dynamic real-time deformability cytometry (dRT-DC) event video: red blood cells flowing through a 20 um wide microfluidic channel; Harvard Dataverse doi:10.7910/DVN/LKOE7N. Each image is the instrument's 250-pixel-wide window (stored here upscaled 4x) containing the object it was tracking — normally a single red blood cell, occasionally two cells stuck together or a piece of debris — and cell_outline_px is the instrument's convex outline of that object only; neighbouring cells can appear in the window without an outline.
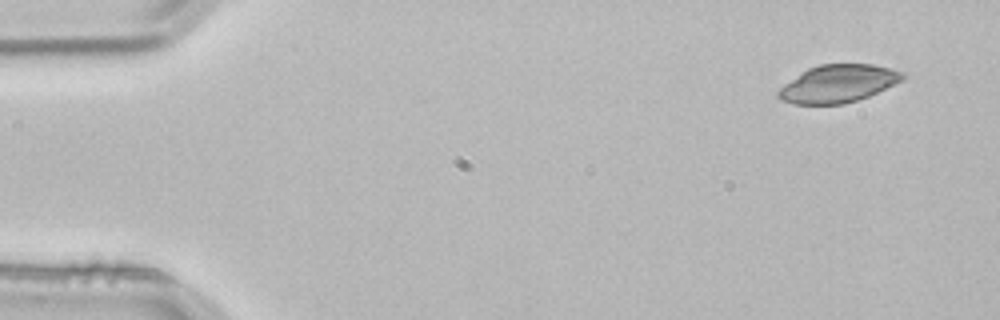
{"species": "common noctule bat (a hibernating species)", "species_latin": "Nyctalus noctula", "temperature_condition": "room temperature", "stored_images_in_passage": 4, "segment_of_instrument_passage": [1, 2], "camera_frame_rate_fps": 3000, "um_per_image_px": 0.085, "animal": {"sex": "male", "body_mass_g": 21.5, "forearm_length_mm": 52.0}, "frame": {"image": 1, "passage_image": 1, "time_ms": 0.0, "image_size_px": [1000, 320], "cell_outline_px": [[904, 80], [868, 96], [844, 104], [792, 104], [780, 100], [776, 96], [776, 92], [784, 84], [800, 72], [808, 68], [820, 64], [872, 64], [904, 72]], "centroid_in_image_um": [71.19, 7.11], "position_along_channel_um": 13.8, "area_um2": 27.34}}
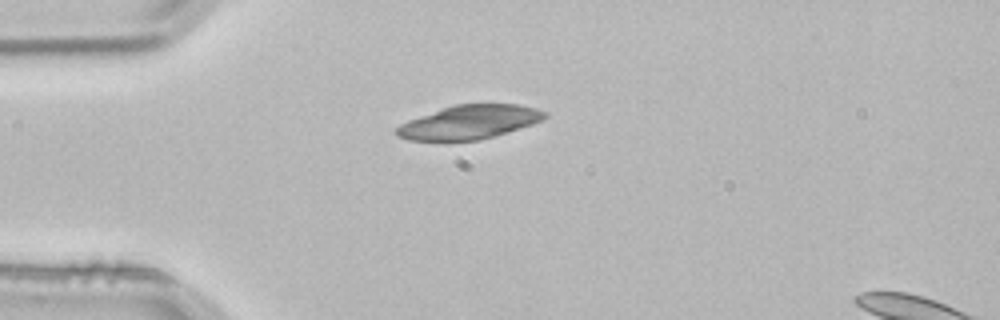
{"frame": {"image": 2, "passage_image": 3, "time_ms": 0.667, "image_size_px": [1000, 320], "cell_outline_px": [[548, 116], [532, 124], [480, 140], [408, 140], [396, 136], [396, 128], [400, 124], [408, 120], [452, 104], [520, 104], [536, 108], [548, 112]], "centroid_in_image_um": [39.88, 10.37], "position_along_channel_um": 45.1, "area_um2": 29.07}}